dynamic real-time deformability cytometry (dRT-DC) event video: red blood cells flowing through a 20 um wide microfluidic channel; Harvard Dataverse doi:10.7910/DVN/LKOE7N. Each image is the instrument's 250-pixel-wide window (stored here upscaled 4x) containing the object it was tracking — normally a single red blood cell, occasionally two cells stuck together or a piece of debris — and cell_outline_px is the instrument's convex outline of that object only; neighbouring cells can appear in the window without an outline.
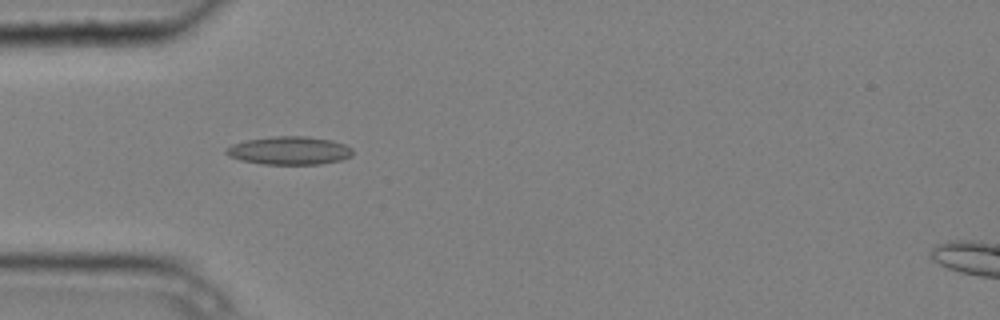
{"species": "common noctule bat (a hibernating species)", "species_latin": "Nyctalus noctula", "temperature_condition": "cold", "stored_images_in_passage": 5, "camera_frame_rate_fps": 3000, "um_per_image_px": 0.085, "animal": {"sex": "male", "body_mass_g": 20.4}, "frame": {"image": 1, "passage_image": 4, "time_ms": 1.0, "image_size_px": [1000, 320], "cell_outline_px": [[352, 156], [340, 160], [320, 164], [260, 164], [240, 160], [228, 156], [224, 152], [224, 148], [232, 144], [248, 140], [272, 136], [308, 136], [332, 140], [344, 144], [352, 148]], "centroid_in_image_um": [24.56, 12.8], "position_along_channel_um": 60.4, "area_um2": 20.92}}
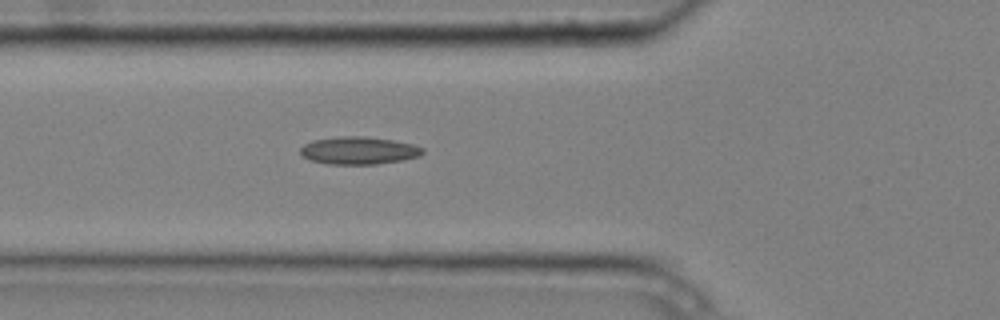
{"frame": {"image": 2, "passage_image": 5, "time_ms": 1.333, "image_size_px": [1000, 320], "cell_outline_px": [[424, 152], [420, 156], [404, 160], [376, 164], [328, 164], [312, 160], [304, 156], [300, 152], [300, 148], [304, 144], [312, 140], [340, 136], [364, 136], [392, 140], [412, 144], [424, 148]], "centroid_in_image_um": [30.51, 12.79], "position_along_channel_um": 95.3, "area_um2": 19.65}}